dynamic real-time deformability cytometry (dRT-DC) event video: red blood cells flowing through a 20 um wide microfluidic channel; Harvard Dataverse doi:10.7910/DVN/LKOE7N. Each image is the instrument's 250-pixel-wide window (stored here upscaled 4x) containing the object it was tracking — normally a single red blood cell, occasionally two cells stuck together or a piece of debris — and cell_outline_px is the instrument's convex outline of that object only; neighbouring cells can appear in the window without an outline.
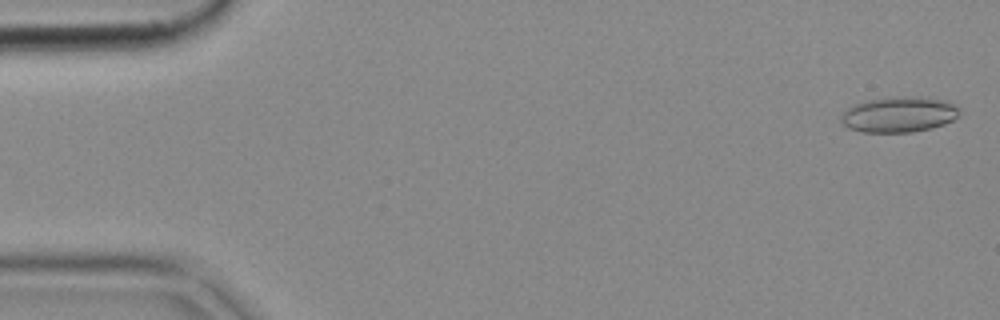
{"species": "common noctule bat (a hibernating species)", "species_latin": "Nyctalus noctula", "temperature_condition": "cold", "stored_images_in_passage": 52, "camera_frame_rate_fps": 3000, "um_per_image_px": 0.085, "animal": {"sex": "female", "body_mass_g": 18.4}, "frame": {"image": 1, "passage_image": 2, "time_ms": 0.333, "image_size_px": [1000, 320], "cell_outline_px": [[960, 112], [952, 120], [944, 124], [932, 128], [912, 132], [864, 132], [848, 128], [840, 120], [840, 116], [852, 104], [864, 100], [900, 96], [940, 100], [956, 104], [960, 108]], "centroid_in_image_um": [76.38, 9.74], "position_along_channel_um": 8.6, "area_um2": 24.39}}
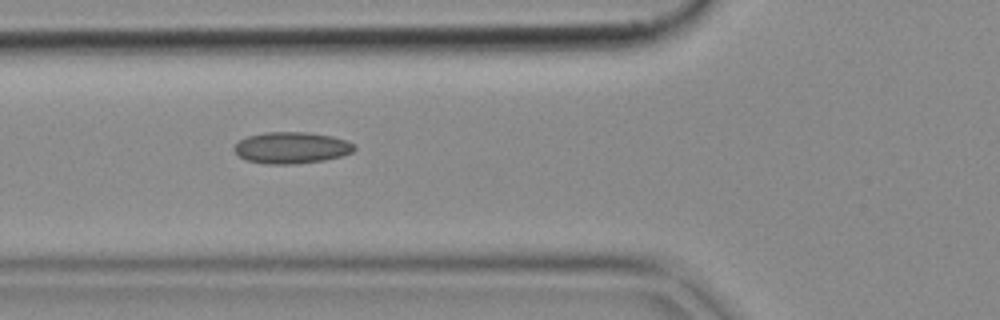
{"frame": {"image": 2, "passage_image": 19, "time_ms": 6.0, "image_size_px": [1000, 320], "cell_outline_px": [[356, 148], [352, 152], [340, 156], [324, 160], [296, 164], [264, 164], [248, 160], [240, 156], [232, 148], [240, 140], [248, 136], [264, 132], [308, 132], [332, 136], [344, 140], [352, 144]], "centroid_in_image_um": [24.76, 12.56], "position_along_channel_um": 101.0, "area_um2": 21.91}}
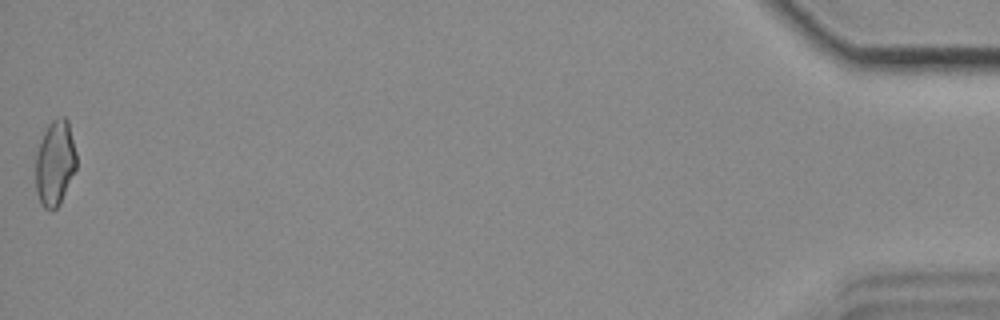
{"frame": {"image": 3, "passage_image": 52, "time_ms": 17.0, "image_size_px": [1000, 320], "cell_outline_px": [[76, 168], [60, 204], [52, 212], [44, 208], [40, 204], [36, 192], [36, 152], [44, 132], [48, 124], [56, 116], [64, 116], [68, 120], [76, 152]], "centroid_in_image_um": [4.67, 13.86], "position_along_channel_um": 430.5, "area_um2": 20.52}}